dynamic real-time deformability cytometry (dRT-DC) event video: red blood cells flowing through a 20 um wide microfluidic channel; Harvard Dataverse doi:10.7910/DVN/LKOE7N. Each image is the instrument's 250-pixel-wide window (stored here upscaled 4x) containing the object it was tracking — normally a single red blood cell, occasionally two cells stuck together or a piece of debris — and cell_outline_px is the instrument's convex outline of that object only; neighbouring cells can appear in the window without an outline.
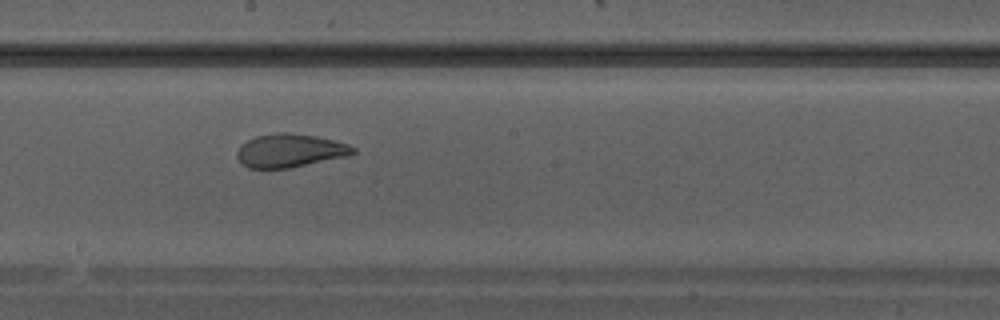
{"species": "Egyptian fruit bat (a non-hibernating species)", "species_latin": "Rousettus aegyptiacus", "temperature_condition": "warm", "stored_images_in_passage": 27, "camera_frame_rate_fps": 3000, "um_per_image_px": 0.085, "animal": {"sex": "male"}, "frame": {"image": 1, "passage_image": 12, "time_ms": 3.667, "image_size_px": [1000, 320], "cell_outline_px": [[356, 152], [348, 156], [288, 168], [248, 168], [236, 156], [236, 152], [240, 144], [256, 136], [276, 132], [288, 132], [316, 136], [348, 144], [356, 148]], "centroid_in_image_um": [24.64, 12.79], "position_along_channel_um": 223.6, "area_um2": 22.54}}